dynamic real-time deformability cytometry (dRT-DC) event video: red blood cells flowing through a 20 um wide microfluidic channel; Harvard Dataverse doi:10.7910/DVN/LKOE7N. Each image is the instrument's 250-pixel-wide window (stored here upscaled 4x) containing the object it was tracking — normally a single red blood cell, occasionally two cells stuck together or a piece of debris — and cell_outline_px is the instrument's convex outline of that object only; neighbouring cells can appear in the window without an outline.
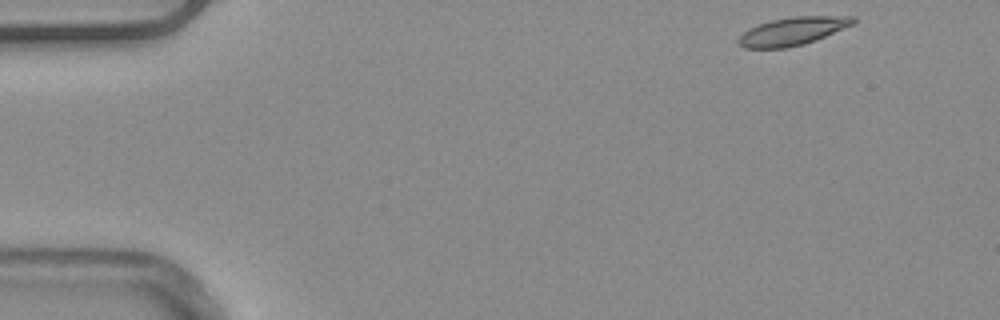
{"species": "common noctule bat (a hibernating species)", "species_latin": "Nyctalus noctula", "temperature_condition": "warm", "stored_images_in_passage": 48, "camera_frame_rate_fps": 3000, "um_per_image_px": 0.085, "animal": {"sex": "male", "body_mass_g": 20.4}, "frame": {"image": 1, "passage_image": 1, "time_ms": 0.0, "image_size_px": [1000, 320], "cell_outline_px": [[856, 24], [816, 40], [804, 44], [788, 48], [744, 48], [736, 44], [736, 40], [748, 28], [772, 20], [792, 16], [856, 16]], "centroid_in_image_um": [67.4, 2.65], "position_along_channel_um": 17.6, "area_um2": 19.02}}
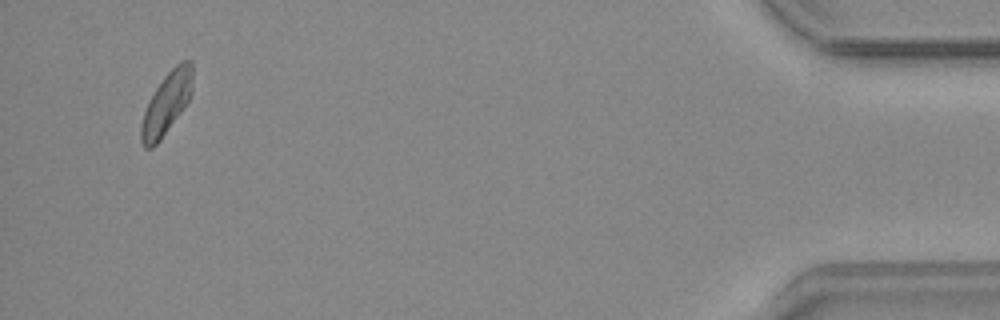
{"frame": {"image": 2, "passage_image": 46, "time_ms": 15.0, "image_size_px": [1000, 320], "cell_outline_px": [[192, 92], [188, 100], [180, 112], [160, 140], [152, 148], [144, 148], [140, 140], [140, 128], [144, 112], [148, 100], [164, 76], [180, 60], [192, 60]], "centroid_in_image_um": [14.14, 8.77], "position_along_channel_um": 421.1, "area_um2": 18.38}}